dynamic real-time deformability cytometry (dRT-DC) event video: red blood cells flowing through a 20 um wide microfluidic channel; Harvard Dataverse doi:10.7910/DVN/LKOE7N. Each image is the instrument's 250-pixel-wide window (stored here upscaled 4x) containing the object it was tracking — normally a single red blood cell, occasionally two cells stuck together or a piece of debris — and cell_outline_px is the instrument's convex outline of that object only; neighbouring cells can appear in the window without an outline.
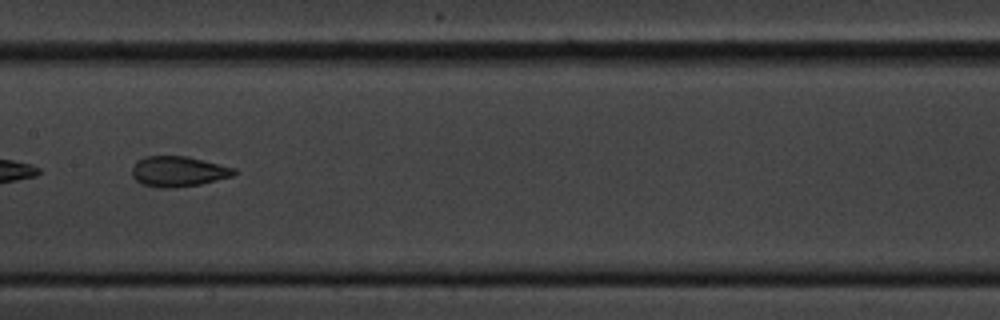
{"species": "common noctule bat (a hibernating species)", "species_latin": "Nyctalus noctula", "temperature_condition": "cold", "stored_images_in_passage": 43, "camera_frame_rate_fps": 3000, "um_per_image_px": 0.085, "animal": {"sex": "male", "body_mass_g": 20.1, "forearm_length_mm": 53.5}, "frame": {"image": 1, "passage_image": 17, "time_ms": 5.333, "image_size_px": [1000, 320], "cell_outline_px": [[240, 172], [232, 176], [200, 184], [172, 188], [160, 188], [140, 184], [132, 176], [132, 164], [136, 160], [144, 156], [188, 156], [236, 168]], "centroid_in_image_um": [15.14, 14.57], "position_along_channel_um": 192.3, "area_um2": 18.38}}
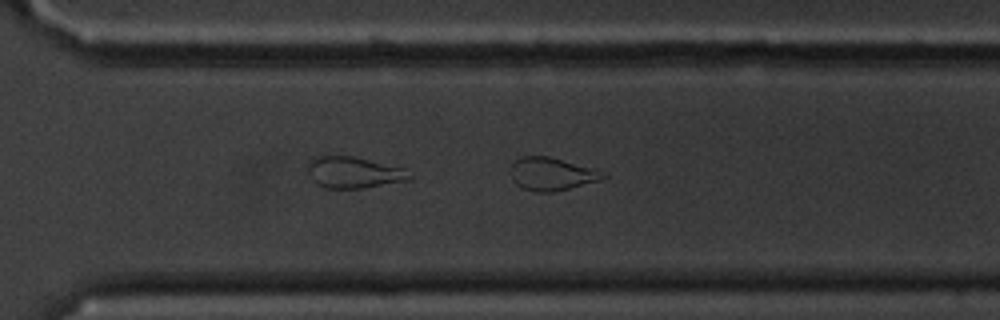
{"frame": {"image": 2, "passage_image": 28, "time_ms": 9.0, "image_size_px": [1000, 320], "cell_outline_px": [[608, 176], [600, 180], [552, 192], [540, 192], [524, 188], [516, 184], [512, 180], [512, 164], [516, 160], [524, 156], [548, 156], [592, 168]], "centroid_in_image_um": [46.87, 14.78], "position_along_channel_um": 323.7, "area_um2": 17.17}}
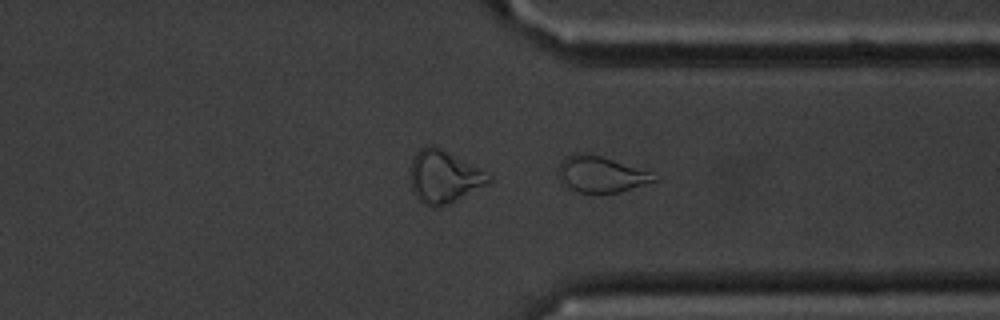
{"frame": {"image": 3, "passage_image": 31, "time_ms": 10.0, "image_size_px": [1000, 320], "cell_outline_px": [[664, 176], [660, 180], [620, 192], [576, 192], [568, 188], [556, 172], [556, 168], [572, 152], [580, 152], [600, 156]], "centroid_in_image_um": [51.13, 14.82], "position_along_channel_um": 360.3, "area_um2": 20.23}, "authors_computed_cell_mechanics": {"area_um2": 18.3804, "velocity_mm_per_s": 3.6086, "shape_relaxation_time_tau1_ms": null, "shape_relaxation_time_tau2_ms": 1.6877, "deformation_change_tau1": null, "deformation_change_tau2": 0.0664}}